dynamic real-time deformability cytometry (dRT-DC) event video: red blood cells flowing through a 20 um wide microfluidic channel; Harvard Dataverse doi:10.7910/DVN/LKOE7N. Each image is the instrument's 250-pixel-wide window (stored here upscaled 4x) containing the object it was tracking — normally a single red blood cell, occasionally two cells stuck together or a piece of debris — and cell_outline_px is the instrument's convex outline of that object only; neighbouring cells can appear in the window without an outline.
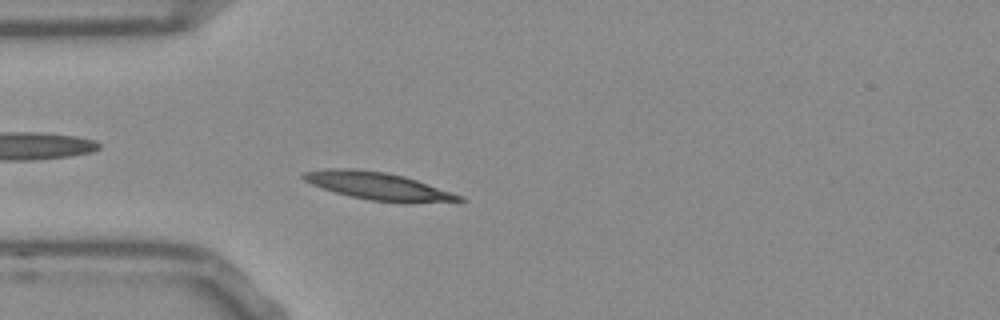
{"species": "Egyptian fruit bat (a non-hibernating species)", "species_latin": "Rousettus aegyptiacus", "temperature_condition": "room temperature", "stored_images_in_passage": 50, "camera_frame_rate_fps": 3000, "um_per_image_px": 0.085, "frame": {"image": 1, "passage_image": 11, "time_ms": 3.333, "image_size_px": [1000, 320], "cell_outline_px": [[468, 200], [408, 204], [404, 204], [368, 200], [336, 192], [312, 184], [304, 180], [300, 176], [304, 172], [328, 168], [356, 168], [388, 172], [404, 176], [464, 196]], "centroid_in_image_um": [32.19, 15.82], "position_along_channel_um": 52.8, "area_um2": 25.32}}
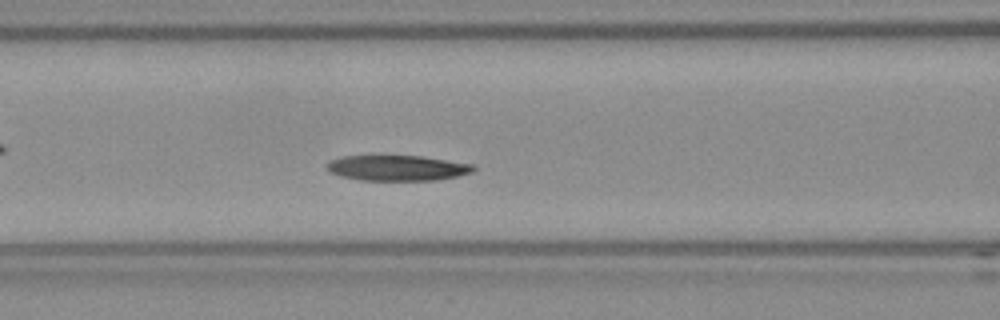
{"frame": {"image": 2, "passage_image": 18, "time_ms": 5.667, "image_size_px": [1000, 320], "cell_outline_px": [[476, 168], [472, 172], [456, 176], [436, 180], [360, 180], [340, 176], [328, 172], [328, 164], [332, 160], [344, 156], [420, 156], [472, 164]], "centroid_in_image_um": [33.76, 14.28], "position_along_channel_um": 132.8, "area_um2": 21.44}}
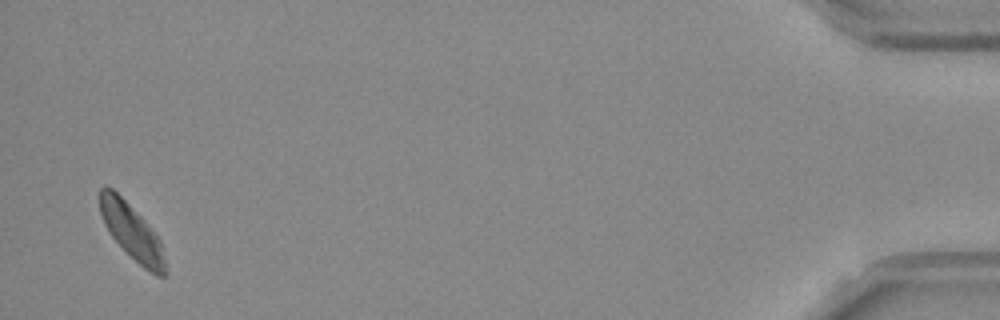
{"frame": {"image": 3, "passage_image": 49, "time_ms": 16.0, "image_size_px": [1000, 320], "cell_outline_px": [[168, 272], [164, 276], [156, 276], [144, 268], [112, 236], [104, 224], [100, 212], [100, 188], [112, 188], [144, 220], [160, 240]], "centroid_in_image_um": [11.23, 19.74], "position_along_channel_um": 424.0, "area_um2": 20.46}, "authors_computed_cell_mechanics": {"area_um2": 22.5131, "velocity_mm_per_s": 3.6958, "shape_relaxation_time_tau1_ms": 11.3891, "shape_relaxation_time_tau2_ms": 2.5186, "deformation_change_tau1": 0.1904, "deformation_change_tau2": 0.079}}